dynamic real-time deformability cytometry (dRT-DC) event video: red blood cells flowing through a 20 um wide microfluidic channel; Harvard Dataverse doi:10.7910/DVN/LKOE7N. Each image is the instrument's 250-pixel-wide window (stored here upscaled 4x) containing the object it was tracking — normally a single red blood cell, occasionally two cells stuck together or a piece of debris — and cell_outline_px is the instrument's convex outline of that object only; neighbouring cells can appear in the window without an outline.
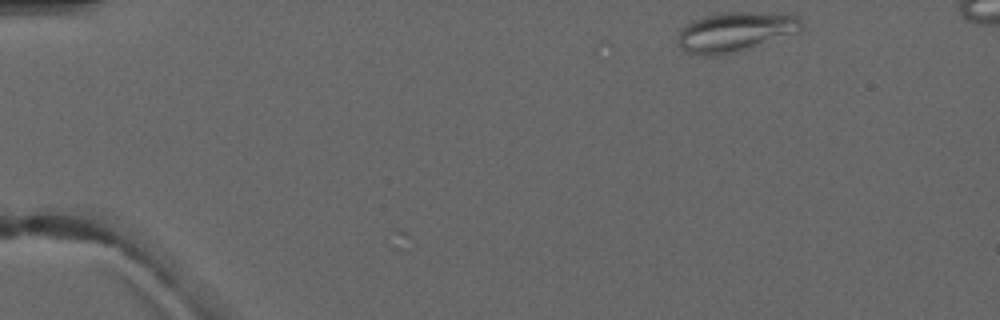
{"species": "common noctule bat (a hibernating species)", "species_latin": "Nyctalus noctula", "temperature_condition": "warm", "stored_images_in_passage": 2, "camera_frame_rate_fps": 3000, "um_per_image_px": 0.085, "animal": {"sex": "male", "forearm_length_mm": 52.5}, "frame": {"image": 1, "passage_image": 1, "time_ms": 0.0, "image_size_px": [1000, 320], "cell_outline_px": [[804, 32], [720, 56], [704, 56], [684, 52], [676, 44], [676, 40], [680, 28], [692, 20], [704, 16], [720, 12], [784, 12], [796, 16], [804, 24]], "centroid_in_image_um": [62.52, 2.7], "position_along_channel_um": 22.5, "area_um2": 29.59}}